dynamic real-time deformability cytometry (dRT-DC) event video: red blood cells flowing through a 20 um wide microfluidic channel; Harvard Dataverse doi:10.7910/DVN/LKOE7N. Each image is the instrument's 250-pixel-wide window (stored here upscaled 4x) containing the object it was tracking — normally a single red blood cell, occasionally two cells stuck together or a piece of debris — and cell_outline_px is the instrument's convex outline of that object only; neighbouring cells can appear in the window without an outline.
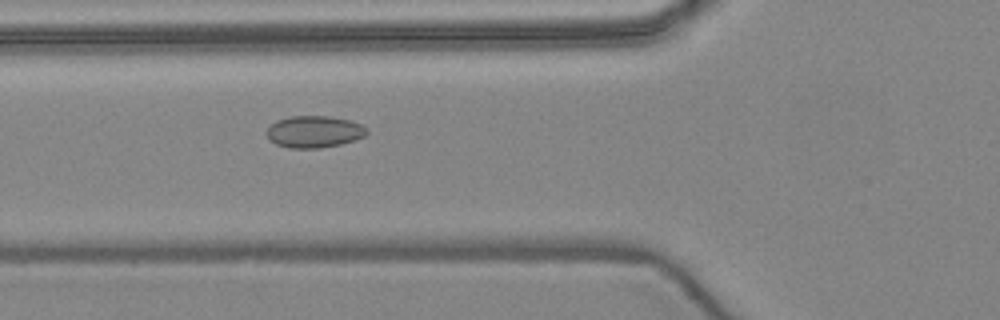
{"species": "common noctule bat (a hibernating species)", "species_latin": "Nyctalus noctula", "temperature_condition": "warm", "stored_images_in_passage": 4, "camera_frame_rate_fps": 3000, "um_per_image_px": 0.085, "animal": {"sex": "female", "body_mass_g": 24.6, "forearm_length_mm": 56.2}, "frame": {"image": 1, "passage_image": 4, "time_ms": 4.333, "image_size_px": [1000, 320], "cell_outline_px": [[368, 132], [364, 136], [356, 140], [340, 144], [320, 148], [288, 148], [276, 144], [268, 140], [268, 128], [276, 120], [292, 116], [328, 116], [348, 120], [360, 124], [368, 128]], "centroid_in_image_um": [26.71, 11.2], "position_along_channel_um": 99.1, "area_um2": 18.55}}